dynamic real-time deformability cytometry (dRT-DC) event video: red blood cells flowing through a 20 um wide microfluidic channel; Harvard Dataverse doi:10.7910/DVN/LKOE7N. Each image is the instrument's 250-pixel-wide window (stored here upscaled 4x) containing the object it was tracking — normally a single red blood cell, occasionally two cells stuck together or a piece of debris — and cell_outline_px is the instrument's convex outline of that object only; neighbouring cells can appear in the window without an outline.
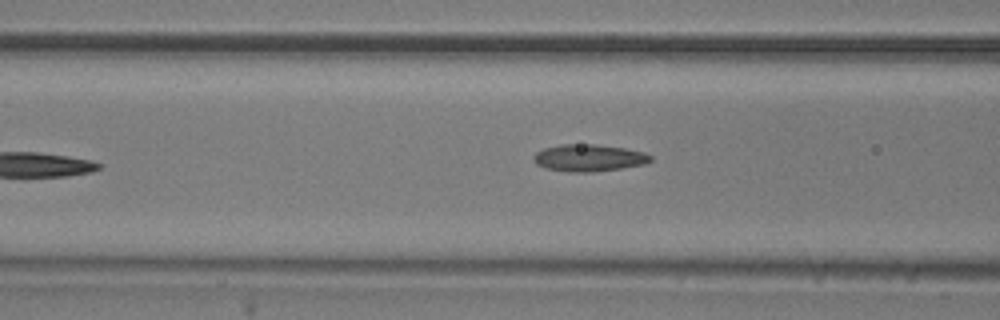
{"species": "common noctule bat (a hibernating species)", "species_latin": "Nyctalus noctula", "temperature_condition": "room temperature", "stored_images_in_passage": 7, "camera_frame_rate_fps": 3000, "um_per_image_px": 0.085, "animal": {"sex": "male", "body_mass_g": 20.5, "forearm_length_mm": 52.5}, "frame": {"image": 1, "passage_image": 7, "time_ms": 7.0, "image_size_px": [1000, 320], "cell_outline_px": [[652, 160], [644, 164], [620, 168], [592, 172], [568, 172], [544, 168], [536, 164], [532, 160], [532, 156], [536, 152], [544, 148], [560, 144], [596, 144], [624, 148], [644, 152], [652, 156]], "centroid_in_image_um": [50.01, 13.41], "position_along_channel_um": 116.6, "area_um2": 18.55}}